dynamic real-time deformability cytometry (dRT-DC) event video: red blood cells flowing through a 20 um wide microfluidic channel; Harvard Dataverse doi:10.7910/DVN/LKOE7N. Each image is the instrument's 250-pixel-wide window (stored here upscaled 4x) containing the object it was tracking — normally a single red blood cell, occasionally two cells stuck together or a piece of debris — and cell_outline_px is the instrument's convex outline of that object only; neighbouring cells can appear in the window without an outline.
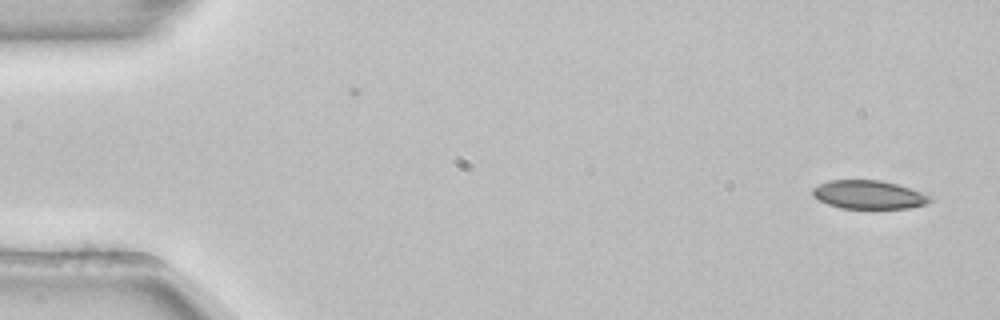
{"species": "common noctule bat (a hibernating species)", "species_latin": "Nyctalus noctula", "temperature_condition": "room temperature", "stored_images_in_passage": 52, "camera_frame_rate_fps": 3000, "um_per_image_px": 0.085, "animal": {"sex": "female", "body_mass_g": 22.7, "forearm_length_mm": 54.2}, "frame": {"image": 1, "passage_image": 1, "time_ms": 0.0, "image_size_px": [1000, 320], "cell_outline_px": [[932, 200], [928, 204], [908, 208], [840, 208], [828, 204], [812, 196], [812, 188], [828, 180], [880, 180], [896, 184], [932, 196]], "centroid_in_image_um": [73.83, 16.55], "position_along_channel_um": 11.2, "area_um2": 19.42}}
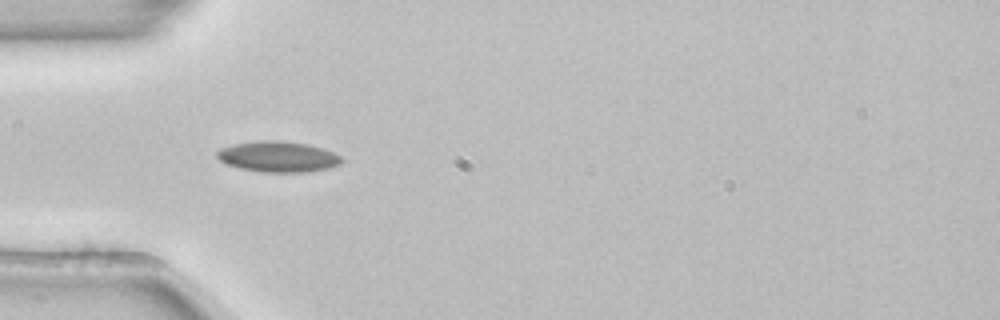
{"frame": {"image": 2, "passage_image": 15, "time_ms": 4.667, "image_size_px": [1000, 320], "cell_outline_px": [[344, 160], [340, 164], [328, 168], [304, 172], [264, 172], [240, 168], [228, 164], [220, 160], [216, 156], [216, 152], [220, 148], [236, 144], [260, 140], [280, 140], [308, 144], [324, 148], [340, 156]], "centroid_in_image_um": [23.65, 13.31], "position_along_channel_um": 61.3, "area_um2": 22.25}}
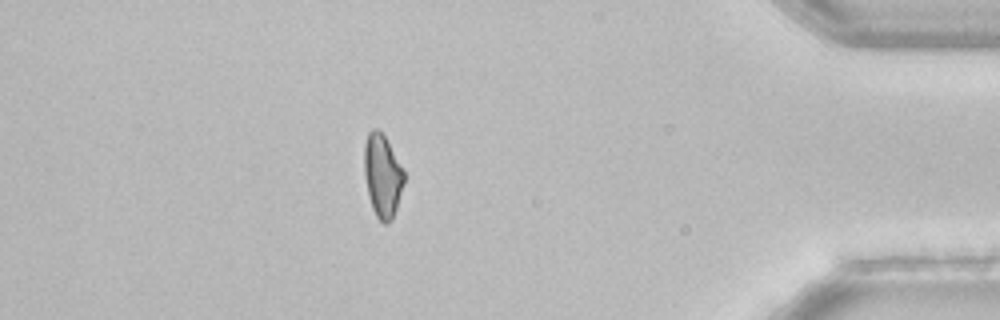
{"frame": {"image": 3, "passage_image": 45, "time_ms": 14.667, "image_size_px": [1000, 320], "cell_outline_px": [[404, 184], [392, 220], [388, 224], [384, 224], [376, 216], [372, 208], [368, 196], [364, 176], [364, 144], [368, 132], [372, 128], [376, 128], [384, 136], [404, 172]], "centroid_in_image_um": [32.48, 14.96], "position_along_channel_um": 402.7, "area_um2": 19.13}}